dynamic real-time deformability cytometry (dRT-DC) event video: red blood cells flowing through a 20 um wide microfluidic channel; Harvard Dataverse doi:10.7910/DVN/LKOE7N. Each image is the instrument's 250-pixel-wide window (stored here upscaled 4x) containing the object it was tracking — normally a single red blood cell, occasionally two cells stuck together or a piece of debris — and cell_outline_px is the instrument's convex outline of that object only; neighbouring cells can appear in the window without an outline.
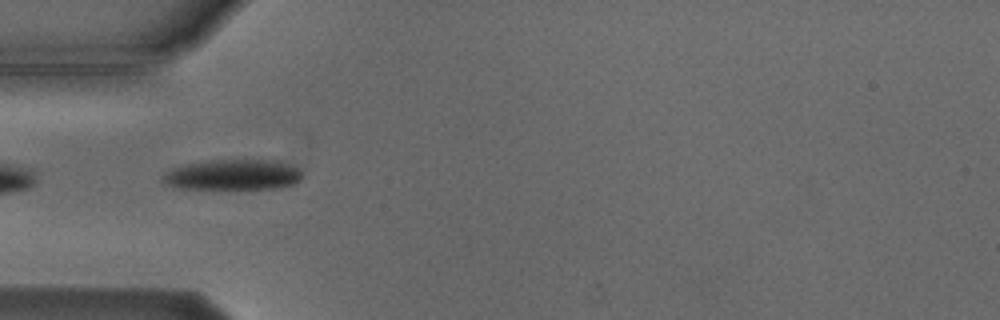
{"species": "Egyptian fruit bat (a non-hibernating species)", "species_latin": "Rousettus aegyptiacus", "temperature_condition": "cold", "stored_images_in_passage": 5, "camera_frame_rate_fps": 3000, "um_per_image_px": 0.085, "animal": {"sex": "male"}, "frame": {"image": 1, "passage_image": 2, "time_ms": 1.333, "image_size_px": [1000, 320], "cell_outline_px": [[304, 176], [296, 184], [280, 188], [176, 188], [164, 184], [160, 180], [160, 176], [172, 168], [184, 164], [208, 160], [280, 160], [300, 168], [304, 172]], "centroid_in_image_um": [19.83, 14.84], "position_along_channel_um": 65.2, "area_um2": 25.32}}
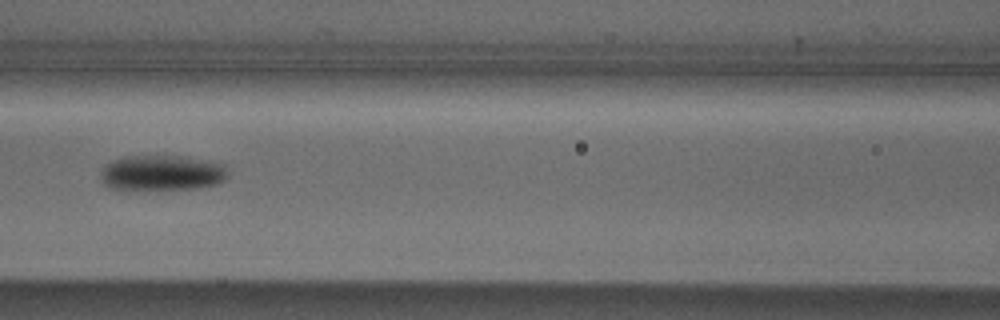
{"frame": {"image": 2, "passage_image": 4, "time_ms": 3.667, "image_size_px": [1000, 320], "cell_outline_px": [[228, 176], [224, 180], [216, 184], [200, 188], [108, 188], [100, 180], [104, 168], [112, 160], [120, 156], [188, 156], [208, 160], [224, 164], [228, 172]], "centroid_in_image_um": [13.81, 14.66], "position_along_channel_um": 152.8, "area_um2": 26.07}}
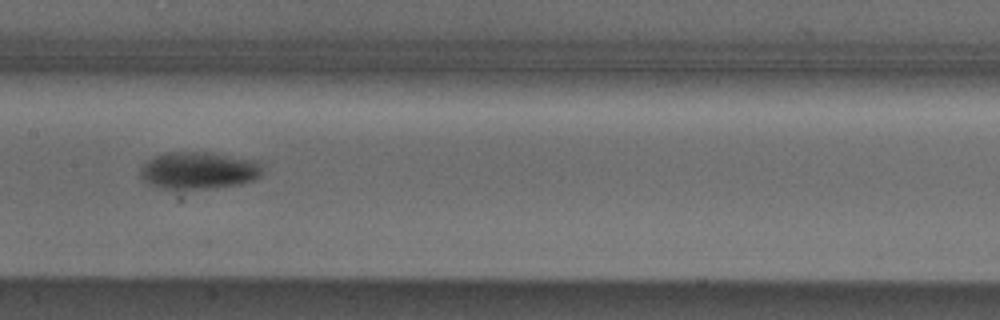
{"frame": {"image": 3, "passage_image": 5, "time_ms": 4.667, "image_size_px": [1000, 320], "cell_outline_px": [[264, 172], [260, 176], [252, 180], [240, 184], [212, 188], [172, 192], [148, 184], [140, 176], [140, 168], [152, 156], [164, 152], [204, 152], [260, 160]], "centroid_in_image_um": [16.86, 14.52], "position_along_channel_um": 190.5, "area_um2": 27.4}}